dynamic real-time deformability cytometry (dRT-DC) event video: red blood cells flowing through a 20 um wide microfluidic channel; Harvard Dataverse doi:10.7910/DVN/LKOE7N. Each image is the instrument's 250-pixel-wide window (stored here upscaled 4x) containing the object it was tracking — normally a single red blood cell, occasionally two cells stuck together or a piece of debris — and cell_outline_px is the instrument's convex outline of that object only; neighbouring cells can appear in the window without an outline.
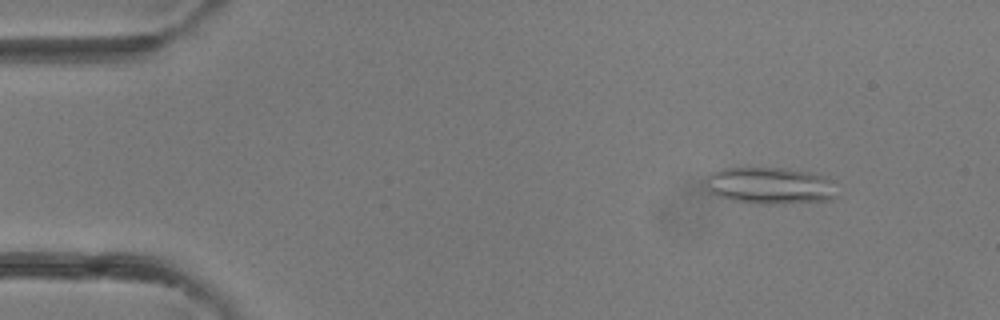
{"species": "common noctule bat (a hibernating species)", "species_latin": "Nyctalus noctula", "temperature_condition": "room temperature", "stored_images_in_passage": 39, "camera_frame_rate_fps": 3000, "um_per_image_px": 0.085, "animal": {"sex": "female"}, "frame": {"image": 1, "passage_image": 5, "time_ms": 1.333, "image_size_px": [1000, 320], "cell_outline_px": [[836, 196], [832, 200], [780, 204], [760, 204], [732, 200], [716, 196], [708, 192], [704, 184], [704, 180], [712, 172], [720, 168], [788, 168], [808, 172], [824, 176], [828, 180]], "centroid_in_image_um": [65.35, 15.78], "position_along_channel_um": 19.6, "area_um2": 28.26}}
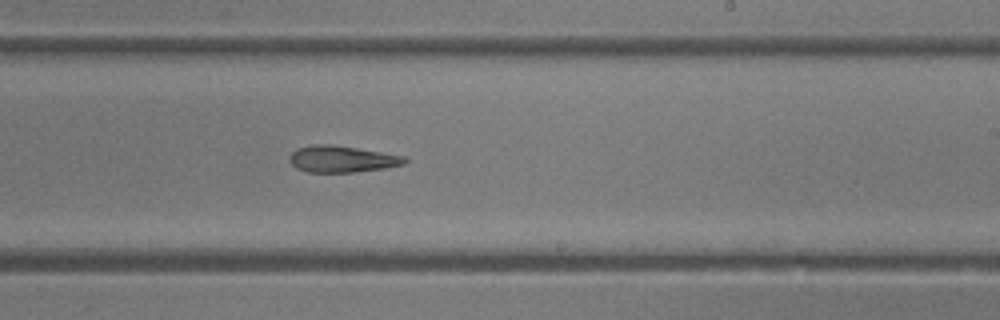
{"frame": {"image": 2, "passage_image": 24, "time_ms": 7.667, "image_size_px": [1000, 320], "cell_outline_px": [[408, 160], [404, 164], [384, 168], [352, 172], [308, 172], [296, 168], [288, 160], [288, 156], [296, 148], [312, 144], [332, 144], [404, 156]], "centroid_in_image_um": [29.0, 13.51], "position_along_channel_um": 260.0, "area_um2": 17.8}}
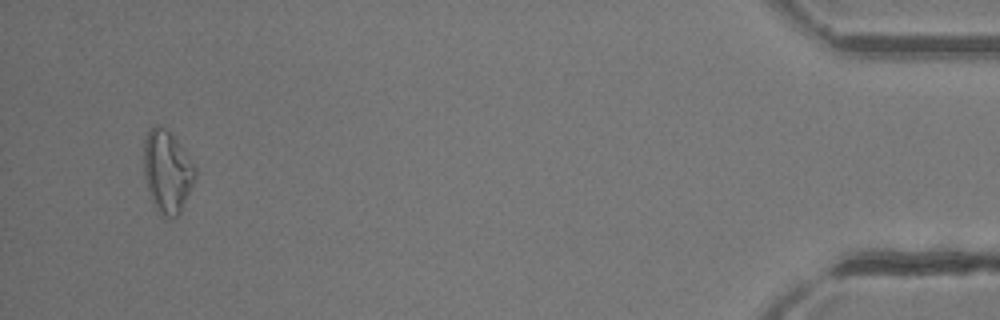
{"frame": {"image": 3, "passage_image": 38, "time_ms": 12.333, "image_size_px": [1000, 320], "cell_outline_px": [[196, 180], [180, 212], [176, 216], [168, 220], [164, 220], [160, 216], [152, 204], [148, 192], [144, 176], [144, 140], [152, 124], [156, 124], [172, 132], [196, 164]], "centroid_in_image_um": [14.23, 14.6], "position_along_channel_um": 421.0, "area_um2": 25.61}}